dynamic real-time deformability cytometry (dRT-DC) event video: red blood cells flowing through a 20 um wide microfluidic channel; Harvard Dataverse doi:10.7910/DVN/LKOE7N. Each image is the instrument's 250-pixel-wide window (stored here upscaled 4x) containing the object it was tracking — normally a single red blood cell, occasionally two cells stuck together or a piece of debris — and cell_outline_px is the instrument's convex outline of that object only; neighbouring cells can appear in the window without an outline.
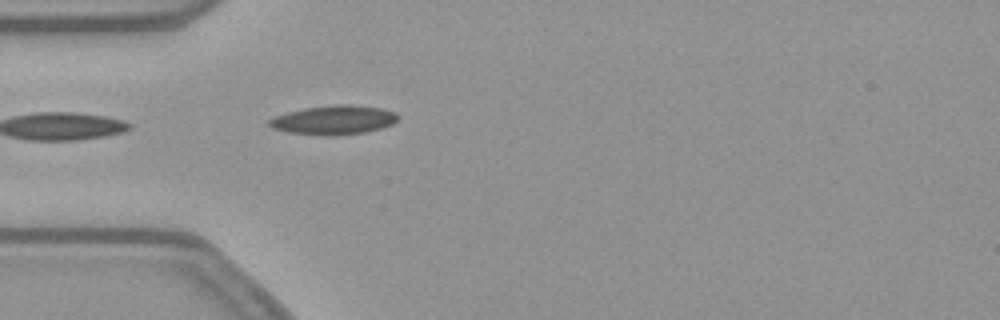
{"species": "common noctule bat (a hibernating species)", "species_latin": "Nyctalus noctula", "temperature_condition": "warm", "stored_images_in_passage": 6, "camera_frame_rate_fps": 3000, "um_per_image_px": 0.085, "animal": {"sex": "female", "body_mass_g": 21.9}, "frame": {"image": 1, "passage_image": 1, "time_ms": 0.0, "image_size_px": [1000, 320], "cell_outline_px": [[400, 116], [392, 124], [380, 128], [364, 132], [332, 136], [324, 136], [288, 132], [272, 128], [264, 124], [268, 120], [276, 116], [288, 112], [304, 108], [332, 104], [352, 104], [380, 108], [396, 112]], "centroid_in_image_um": [28.34, 10.19], "position_along_channel_um": 56.7, "area_um2": 22.02}}